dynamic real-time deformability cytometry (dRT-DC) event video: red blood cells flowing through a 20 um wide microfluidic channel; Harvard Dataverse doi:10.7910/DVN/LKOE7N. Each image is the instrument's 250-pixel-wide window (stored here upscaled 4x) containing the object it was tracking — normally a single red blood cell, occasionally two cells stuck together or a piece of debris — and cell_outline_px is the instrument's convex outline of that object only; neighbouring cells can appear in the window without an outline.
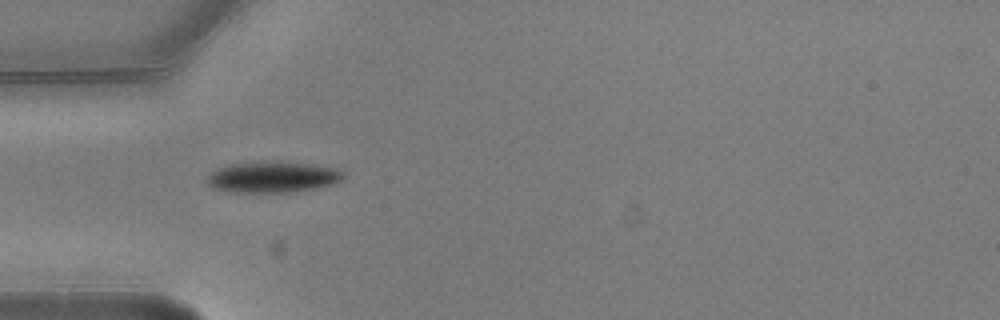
{"species": "common noctule bat (a hibernating species)", "species_latin": "Nyctalus noctula", "temperature_condition": "warm", "stored_images_in_passage": 5, "camera_frame_rate_fps": 3000, "um_per_image_px": 0.085, "animal": {"sex": "male", "body_mass_g": 20.5, "forearm_length_mm": 52.5}, "frame": {"image": 1, "passage_image": 4, "time_ms": 1.0, "image_size_px": [1000, 320], "cell_outline_px": [[348, 176], [344, 180], [332, 184], [316, 188], [296, 192], [232, 192], [216, 188], [208, 184], [208, 176], [212, 172], [220, 168], [232, 164], [264, 160], [288, 160], [336, 168], [344, 172]], "centroid_in_image_um": [23.29, 15.02], "position_along_channel_um": 61.7, "area_um2": 25.2}}
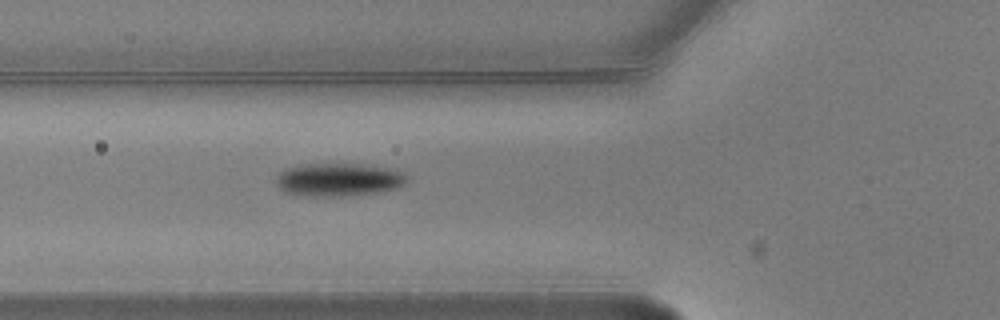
{"frame": {"image": 2, "passage_image": 5, "time_ms": 1.333, "image_size_px": [1000, 320], "cell_outline_px": [[408, 180], [404, 184], [396, 188], [380, 192], [340, 196], [296, 196], [284, 192], [276, 184], [276, 176], [280, 172], [288, 168], [304, 164], [372, 164], [392, 168], [404, 172], [408, 176]], "centroid_in_image_um": [28.81, 15.27], "position_along_channel_um": 97.0, "area_um2": 25.66}}